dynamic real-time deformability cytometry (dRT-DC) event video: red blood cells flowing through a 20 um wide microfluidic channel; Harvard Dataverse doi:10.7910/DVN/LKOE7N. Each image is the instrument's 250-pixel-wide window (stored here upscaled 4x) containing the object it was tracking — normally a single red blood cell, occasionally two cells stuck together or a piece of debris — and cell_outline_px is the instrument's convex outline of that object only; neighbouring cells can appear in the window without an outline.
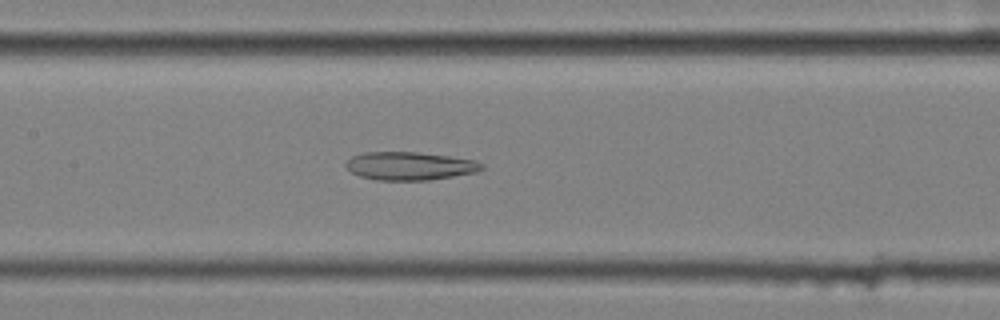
{"species": "common noctule bat (a hibernating species)", "species_latin": "Nyctalus noctula", "temperature_condition": "cold", "stored_images_in_passage": 51, "camera_frame_rate_fps": 3000, "um_per_image_px": 0.085, "animal": {"sex": "female", "body_mass_g": 25.1}, "frame": {"image": 1, "passage_image": 22, "time_ms": 7.0, "image_size_px": [1000, 320], "cell_outline_px": [[484, 168], [476, 172], [428, 180], [376, 180], [360, 176], [352, 172], [344, 164], [352, 156], [364, 152], [416, 152], [448, 156], [476, 160], [484, 164]], "centroid_in_image_um": [34.83, 14.1], "position_along_channel_um": 172.6, "area_um2": 22.2}}
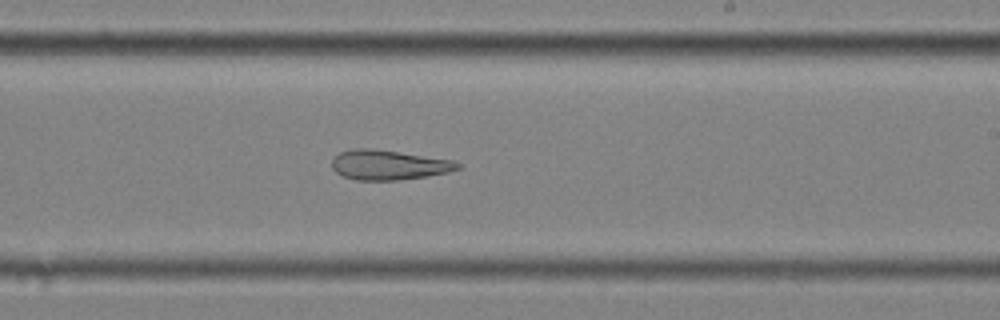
{"frame": {"image": 2, "passage_image": 29, "time_ms": 9.333, "image_size_px": [1000, 320], "cell_outline_px": [[460, 168], [448, 172], [424, 176], [396, 180], [356, 180], [344, 176], [336, 172], [332, 168], [332, 160], [340, 152], [352, 148], [372, 148], [452, 160], [460, 164]], "centroid_in_image_um": [32.99, 14.01], "position_along_channel_um": 256.0, "area_um2": 21.56}}
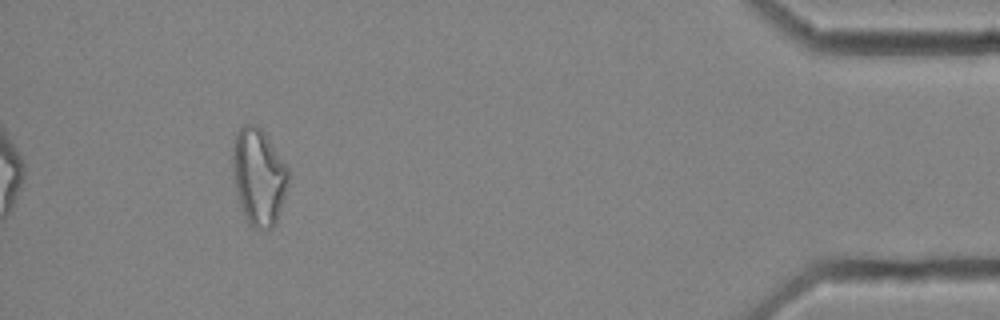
{"frame": {"image": 3, "passage_image": 47, "time_ms": 15.333, "image_size_px": [1000, 320], "cell_outline_px": [[288, 184], [276, 224], [272, 228], [252, 228], [244, 220], [236, 192], [232, 176], [232, 148], [236, 132], [244, 124], [256, 124], [260, 128], [288, 168]], "centroid_in_image_um": [21.95, 15.05], "position_along_channel_um": 413.3, "area_um2": 31.56}, "authors_computed_cell_mechanics": {"area_um2": 28.5532, "velocity_mm_per_s": 3.5805, "shape_relaxation_time_tau1_ms": null, "shape_relaxation_time_tau2_ms": 5.3011, "deformation_change_tau1": null, "deformation_change_tau2": 0.1698}}